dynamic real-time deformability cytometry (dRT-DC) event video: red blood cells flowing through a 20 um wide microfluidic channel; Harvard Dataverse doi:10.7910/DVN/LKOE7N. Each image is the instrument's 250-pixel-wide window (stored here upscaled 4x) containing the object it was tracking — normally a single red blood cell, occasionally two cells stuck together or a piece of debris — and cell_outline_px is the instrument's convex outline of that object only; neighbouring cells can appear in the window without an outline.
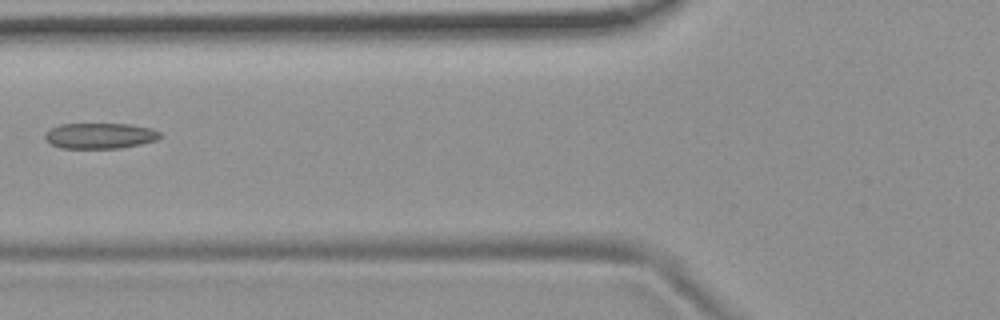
{"species": "common noctule bat (a hibernating species)", "species_latin": "Nyctalus noctula", "temperature_condition": "room temperature", "stored_images_in_passage": 7, "camera_frame_rate_fps": 3000, "um_per_image_px": 0.085, "animal": {"sex": "female", "body_mass_g": 19.9}, "frame": {"image": 1, "passage_image": 6, "time_ms": 1.667, "image_size_px": [1000, 320], "cell_outline_px": [[160, 136], [156, 140], [140, 144], [120, 148], [60, 148], [48, 144], [44, 136], [52, 128], [60, 124], [128, 124], [152, 128], [160, 132]], "centroid_in_image_um": [8.48, 11.54], "position_along_channel_um": 117.3, "area_um2": 17.17}}
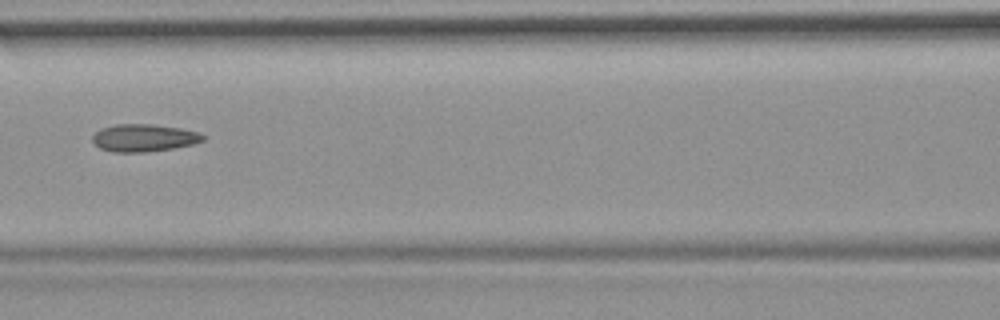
{"frame": {"image": 2, "passage_image": 7, "time_ms": 2.0, "image_size_px": [1000, 320], "cell_outline_px": [[204, 140], [192, 144], [176, 148], [144, 152], [112, 152], [100, 148], [92, 140], [92, 136], [100, 128], [116, 124], [152, 124], [180, 128], [196, 132], [204, 136]], "centroid_in_image_um": [12.2, 11.72], "position_along_channel_um": 154.4, "area_um2": 17.63}}